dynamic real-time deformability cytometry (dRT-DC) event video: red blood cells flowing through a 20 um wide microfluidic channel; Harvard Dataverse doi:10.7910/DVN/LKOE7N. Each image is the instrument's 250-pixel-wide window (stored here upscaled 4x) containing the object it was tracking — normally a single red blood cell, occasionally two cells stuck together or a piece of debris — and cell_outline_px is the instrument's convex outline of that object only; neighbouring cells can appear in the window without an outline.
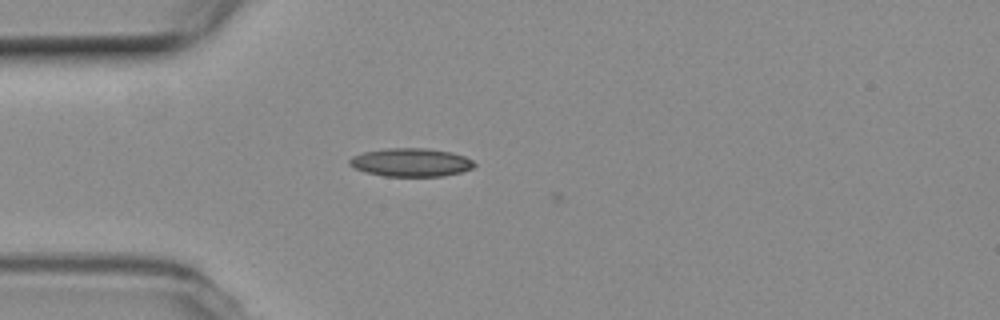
{"species": "common noctule bat (a hibernating species)", "species_latin": "Nyctalus noctula", "temperature_condition": "room temperature", "stored_images_in_passage": 5, "camera_frame_rate_fps": 3000, "um_per_image_px": 0.085, "animal": {"sex": "female", "body_mass_g": 19.3, "forearm_length_mm": 54.1}, "frame": {"image": 1, "passage_image": 4, "time_ms": 1.0, "image_size_px": [1000, 320], "cell_outline_px": [[476, 164], [472, 168], [460, 172], [444, 176], [384, 176], [364, 172], [348, 164], [348, 160], [352, 156], [364, 152], [388, 148], [428, 148], [452, 152], [464, 156], [472, 160]], "centroid_in_image_um": [34.92, 13.8], "position_along_channel_um": 50.1, "area_um2": 20.63}}